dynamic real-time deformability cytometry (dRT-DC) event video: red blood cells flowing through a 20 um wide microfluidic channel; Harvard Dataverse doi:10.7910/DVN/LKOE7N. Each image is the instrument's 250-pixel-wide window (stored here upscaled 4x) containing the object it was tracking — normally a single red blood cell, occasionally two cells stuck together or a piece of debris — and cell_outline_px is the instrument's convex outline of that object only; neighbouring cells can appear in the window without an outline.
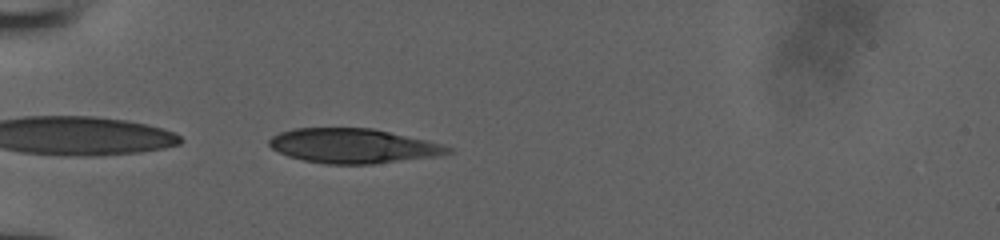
{"species": "human", "species_latin": "Homo sapiens", "temperature_condition": "room temperature", "stored_images_in_passage": 35, "camera_frame_rate_fps": 3000, "um_per_image_px": 0.085, "donor": {"sex": "male"}, "frame": {"image": 1, "passage_image": 1, "time_ms": 0.0, "image_size_px": [1000, 240], "cell_outline_px": [[452, 152], [436, 156], [372, 164], [328, 164], [304, 160], [288, 156], [272, 148], [268, 144], [268, 140], [272, 136], [280, 132], [292, 128], [372, 128], [424, 140], [440, 144], [452, 148]], "centroid_in_image_um": [29.96, 12.4], "position_along_channel_um": 55.0, "area_um2": 35.66}}
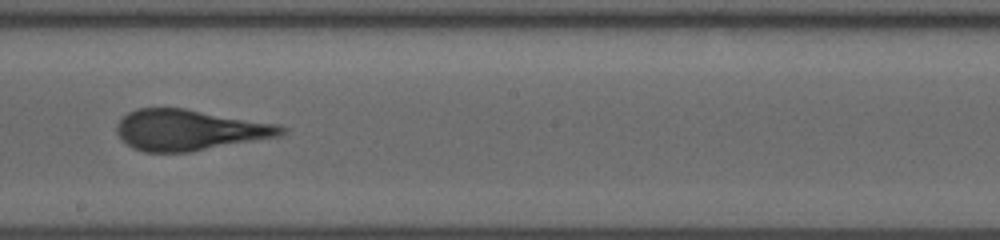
{"frame": {"image": 2, "passage_image": 15, "time_ms": 4.667, "image_size_px": [1000, 240], "cell_outline_px": [[288, 128], [280, 136], [188, 152], [144, 152], [132, 148], [116, 132], [116, 124], [128, 112], [136, 108], [184, 108], [280, 124]], "centroid_in_image_um": [16.11, 11.04], "position_along_channel_um": 232.1, "area_um2": 39.07}}
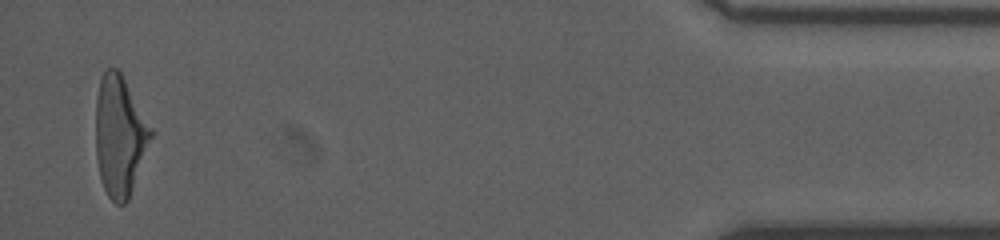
{"frame": {"image": 3, "passage_image": 34, "time_ms": 11.0, "image_size_px": [1000, 240], "cell_outline_px": [[152, 136], [128, 200], [124, 204], [116, 204], [108, 196], [100, 180], [96, 156], [96, 96], [100, 76], [104, 68], [116, 68], [120, 72], [152, 128]], "centroid_in_image_um": [10.14, 11.53], "position_along_channel_um": 425.1, "area_um2": 38.44}}